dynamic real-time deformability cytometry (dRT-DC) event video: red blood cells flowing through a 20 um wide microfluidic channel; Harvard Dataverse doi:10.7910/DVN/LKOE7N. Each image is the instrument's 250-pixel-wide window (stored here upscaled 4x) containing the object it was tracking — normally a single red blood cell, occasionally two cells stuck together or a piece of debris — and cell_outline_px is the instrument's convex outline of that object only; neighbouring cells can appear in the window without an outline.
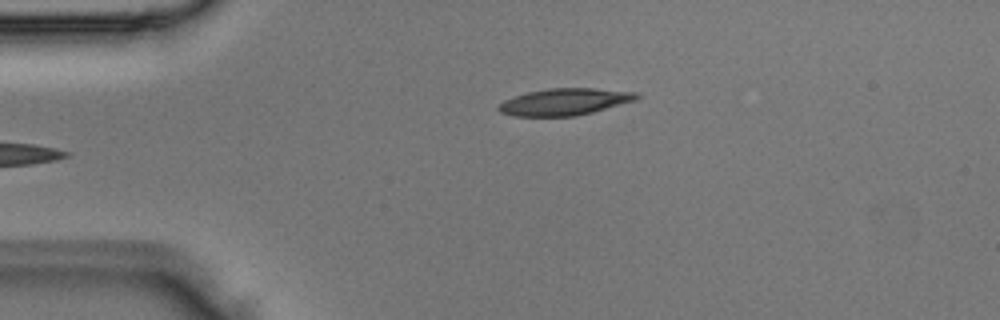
{"species": "Egyptian fruit bat (a non-hibernating species)", "species_latin": "Rousettus aegyptiacus", "temperature_condition": "room temperature", "stored_images_in_passage": 4, "camera_frame_rate_fps": 3000, "um_per_image_px": 0.085, "animal": {"sex": "male"}, "frame": {"image": 1, "passage_image": 4, "time_ms": 1.0, "image_size_px": [1000, 320], "cell_outline_px": [[640, 96], [636, 100], [592, 112], [576, 116], [512, 116], [500, 112], [496, 108], [504, 100], [528, 92], [548, 88], [596, 88], [636, 92]], "centroid_in_image_um": [47.99, 8.65], "position_along_channel_um": 37.0, "area_um2": 21.5}}